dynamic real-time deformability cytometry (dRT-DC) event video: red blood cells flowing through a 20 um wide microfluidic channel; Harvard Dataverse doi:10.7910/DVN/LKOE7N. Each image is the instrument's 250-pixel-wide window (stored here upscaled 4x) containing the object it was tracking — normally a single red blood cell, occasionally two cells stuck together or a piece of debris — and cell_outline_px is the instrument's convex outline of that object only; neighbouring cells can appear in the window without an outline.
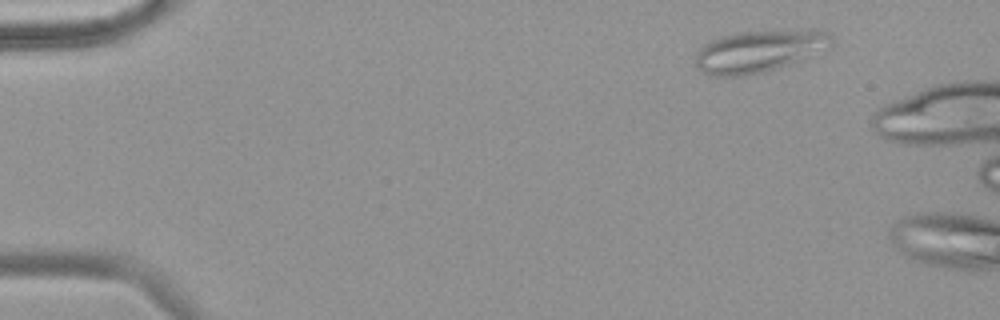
{"species": "common noctule bat (a hibernating species)", "species_latin": "Nyctalus noctula", "temperature_condition": "warm", "stored_images_in_passage": 46, "camera_frame_rate_fps": 3000, "um_per_image_px": 0.085, "animal": {"sex": "female", "body_mass_g": 18.4}, "frame": {"image": 1, "passage_image": 2, "time_ms": 0.333, "image_size_px": [1000, 320], "cell_outline_px": [[832, 48], [792, 64], [764, 72], [744, 76], [708, 76], [696, 64], [696, 52], [704, 44], [720, 36], [736, 32], [808, 28], [812, 28], [828, 32], [832, 36]], "centroid_in_image_um": [64.61, 4.32], "position_along_channel_um": 20.4, "area_um2": 34.28}}
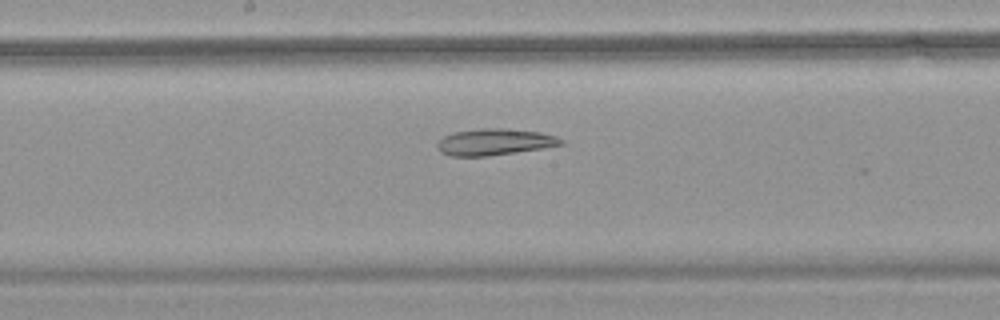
{"frame": {"image": 2, "passage_image": 26, "time_ms": 8.333, "image_size_px": [1000, 320], "cell_outline_px": [[564, 144], [544, 148], [488, 156], [448, 156], [440, 152], [436, 148], [436, 144], [444, 136], [452, 132], [480, 128], [504, 128], [540, 132], [556, 136], [564, 140]], "centroid_in_image_um": [42.02, 12.07], "position_along_channel_um": 206.2, "area_um2": 19.31}}
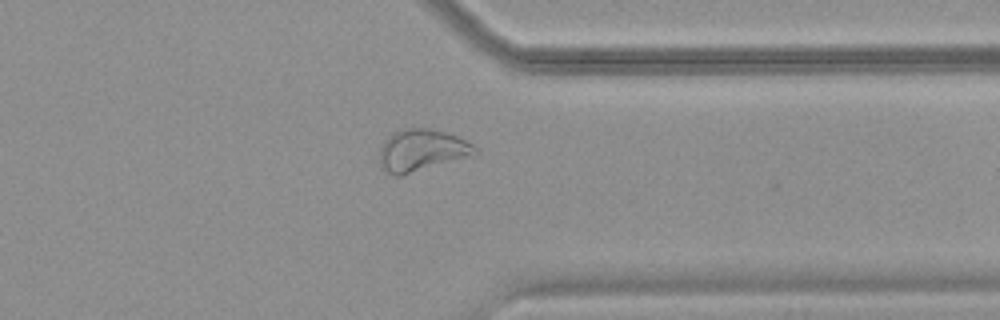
{"frame": {"image": 3, "passage_image": 40, "time_ms": 13.0, "image_size_px": [1000, 320], "cell_outline_px": [[480, 152], [472, 156], [400, 176], [392, 176], [376, 160], [380, 148], [384, 140], [392, 132], [400, 128], [428, 128], [444, 132], [456, 136], [480, 148]], "centroid_in_image_um": [35.82, 12.77], "position_along_channel_um": 375.6, "area_um2": 23.7}}